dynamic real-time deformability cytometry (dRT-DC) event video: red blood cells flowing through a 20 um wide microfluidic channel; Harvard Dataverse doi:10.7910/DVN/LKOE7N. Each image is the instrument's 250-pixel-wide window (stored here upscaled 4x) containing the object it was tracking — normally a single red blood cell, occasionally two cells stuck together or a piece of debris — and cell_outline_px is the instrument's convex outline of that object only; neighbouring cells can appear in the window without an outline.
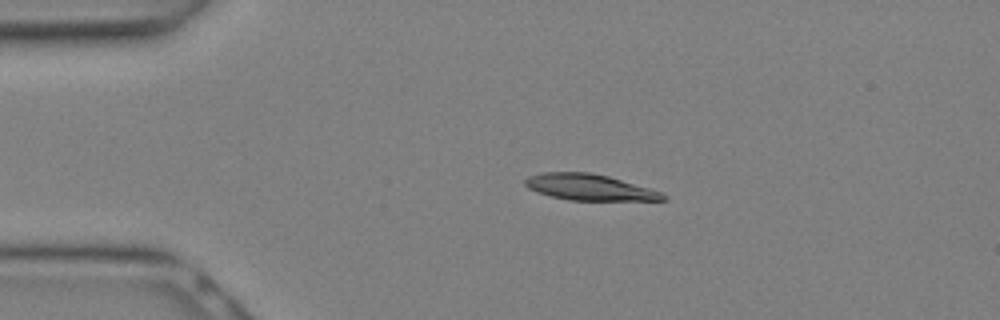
{"species": "Egyptian fruit bat (a non-hibernating species)", "species_latin": "Rousettus aegyptiacus", "temperature_condition": "warm", "stored_images_in_passage": 9, "camera_frame_rate_fps": 3000, "um_per_image_px": 0.085, "animal": {"sex": "female"}, "frame": {"image": 1, "passage_image": 3, "time_ms": 0.667, "image_size_px": [1000, 320], "cell_outline_px": [[668, 200], [568, 200], [536, 192], [528, 188], [524, 184], [524, 180], [528, 176], [544, 172], [588, 172], [608, 176], [648, 188], [660, 192], [668, 196]], "centroid_in_image_um": [50.07, 15.92], "position_along_channel_um": 34.9, "area_um2": 20.81}}
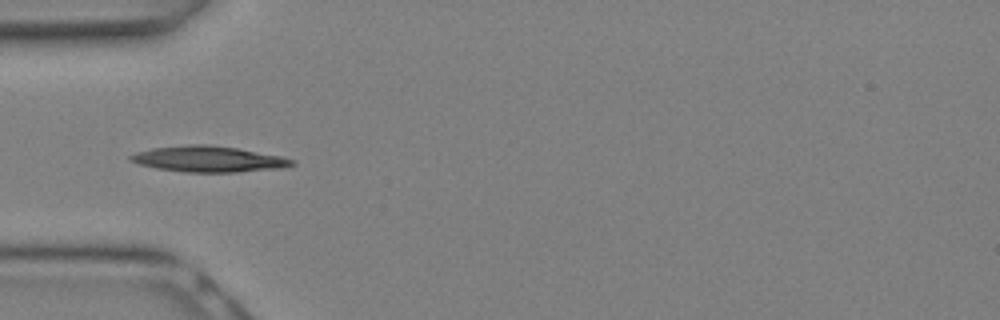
{"frame": {"image": 2, "passage_image": 6, "time_ms": 1.667, "image_size_px": [1000, 320], "cell_outline_px": [[296, 164], [284, 168], [236, 172], [188, 172], [156, 168], [140, 164], [128, 160], [128, 156], [136, 152], [152, 148], [188, 144], [208, 144], [236, 148], [280, 156], [296, 160]], "centroid_in_image_um": [17.73, 13.52], "position_along_channel_um": 67.3, "area_um2": 24.39}}
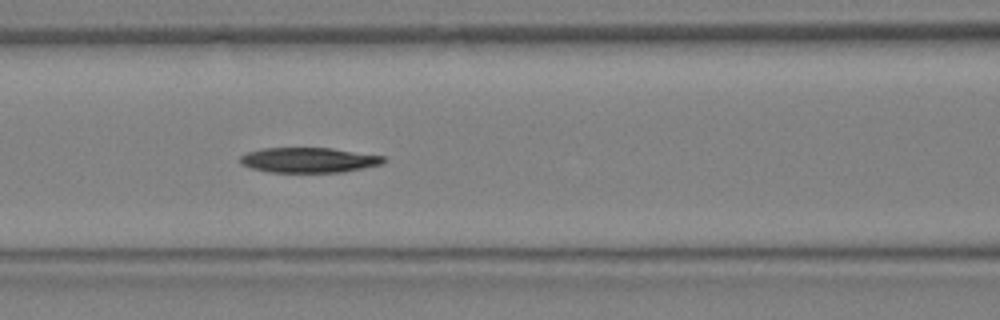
{"frame": {"image": 3, "passage_image": 9, "time_ms": 2.667, "image_size_px": [1000, 320], "cell_outline_px": [[388, 160], [384, 164], [344, 172], [268, 172], [252, 168], [240, 164], [240, 156], [248, 152], [260, 148], [332, 148], [384, 156]], "centroid_in_image_um": [26.28, 13.6], "position_along_channel_um": 140.3, "area_um2": 21.15}}